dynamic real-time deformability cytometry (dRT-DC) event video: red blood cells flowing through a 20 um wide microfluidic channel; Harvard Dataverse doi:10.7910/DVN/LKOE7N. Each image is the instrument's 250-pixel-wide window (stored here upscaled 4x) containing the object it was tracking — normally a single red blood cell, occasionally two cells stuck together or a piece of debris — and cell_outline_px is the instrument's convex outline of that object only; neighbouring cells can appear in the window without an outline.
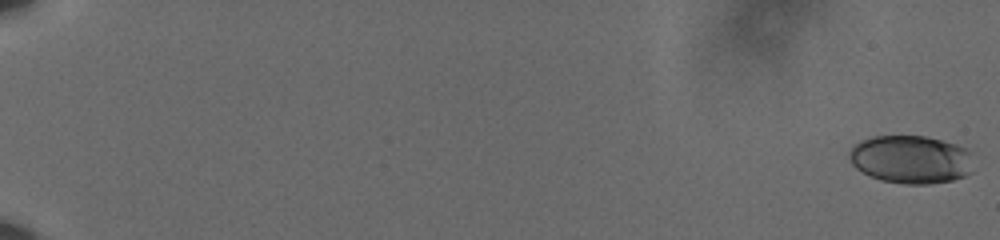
{"species": "human", "species_latin": "Homo sapiens", "temperature_condition": "cold", "stored_images_in_passage": 61, "camera_frame_rate_fps": 3000, "um_per_image_px": 0.085, "donor": {"sex": "male"}, "frame": {"image": 1, "passage_image": 1, "time_ms": 0.0, "image_size_px": [1000, 240], "cell_outline_px": [[972, 172], [964, 176], [952, 180], [928, 184], [904, 184], [880, 180], [856, 168], [852, 164], [848, 152], [860, 140], [872, 136], [924, 136], [956, 144], [968, 148], [972, 152]], "centroid_in_image_um": [77.46, 13.55], "position_along_channel_um": 7.5, "area_um2": 34.97}}
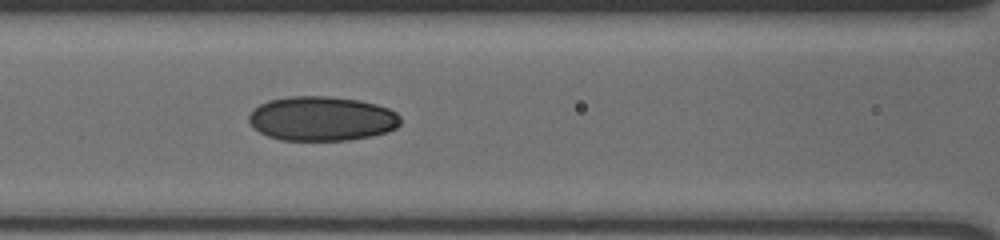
{"frame": {"image": 2, "passage_image": 31, "time_ms": 10.0, "image_size_px": [1000, 240], "cell_outline_px": [[400, 124], [396, 128], [388, 132], [372, 136], [348, 140], [280, 140], [268, 136], [252, 128], [248, 120], [248, 116], [252, 108], [268, 100], [288, 96], [328, 96], [360, 100], [376, 104], [388, 108], [396, 112], [400, 116]], "centroid_in_image_um": [27.33, 10.08], "position_along_channel_um": 139.3, "area_um2": 39.71}}
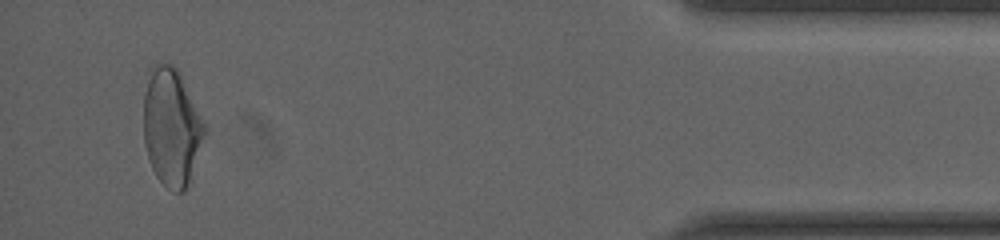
{"frame": {"image": 3, "passage_image": 59, "time_ms": 19.333, "image_size_px": [1000, 240], "cell_outline_px": [[208, 132], [184, 192], [172, 192], [156, 176], [152, 168], [144, 144], [144, 96], [148, 68], [156, 64], [172, 64], [176, 68], [208, 128]], "centroid_in_image_um": [14.59, 10.81], "position_along_channel_um": 420.6, "area_um2": 41.85}, "authors_computed_cell_mechanics": {"area_um2": 38.148, "velocity_mm_per_s": 3.6119, "shape_relaxation_time_tau1_ms": 7.1681, "shape_relaxation_time_tau2_ms": 3.2923, "deformation_change_tau1": 0.1567, "deformation_change_tau2": 0.063}}